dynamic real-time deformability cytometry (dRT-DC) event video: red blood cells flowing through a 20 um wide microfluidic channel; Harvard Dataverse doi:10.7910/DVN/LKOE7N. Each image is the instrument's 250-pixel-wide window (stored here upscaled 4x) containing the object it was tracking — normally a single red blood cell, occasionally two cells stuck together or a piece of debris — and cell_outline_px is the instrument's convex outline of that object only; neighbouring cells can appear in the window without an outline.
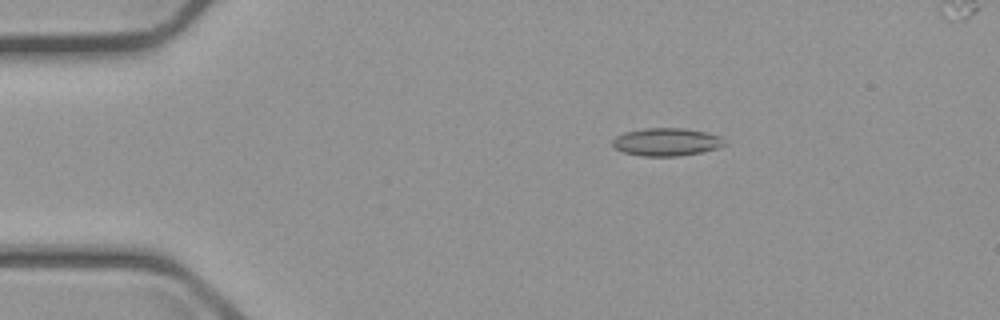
{"species": "common noctule bat (a hibernating species)", "species_latin": "Nyctalus noctula", "temperature_condition": "cold", "stored_images_in_passage": 4, "camera_frame_rate_fps": 3000, "um_per_image_px": 0.085, "animal": {"sex": "male", "body_mass_g": 23.1, "forearm_length_mm": 52.7}, "frame": {"image": 1, "passage_image": 2, "time_ms": 1.333, "image_size_px": [1000, 320], "cell_outline_px": [[724, 144], [716, 148], [700, 152], [680, 156], [640, 156], [624, 152], [616, 148], [612, 144], [612, 140], [616, 136], [624, 132], [644, 128], [684, 128], [704, 132], [720, 136], [724, 140]], "centroid_in_image_um": [56.61, 12.06], "position_along_channel_um": 28.4, "area_um2": 18.03}}
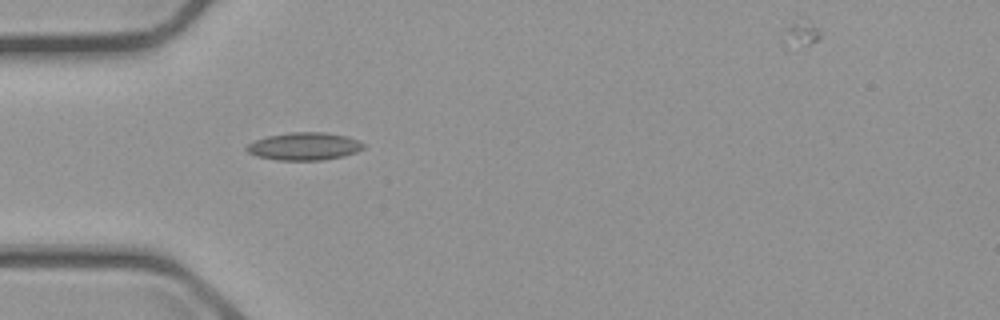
{"frame": {"image": 2, "passage_image": 3, "time_ms": 3.667, "image_size_px": [1000, 320], "cell_outline_px": [[364, 148], [356, 152], [344, 156], [320, 160], [276, 160], [256, 156], [248, 152], [244, 148], [248, 144], [256, 140], [268, 136], [288, 132], [324, 132], [348, 136], [364, 144]], "centroid_in_image_um": [25.85, 12.43], "position_along_channel_um": 59.2, "area_um2": 18.84}}